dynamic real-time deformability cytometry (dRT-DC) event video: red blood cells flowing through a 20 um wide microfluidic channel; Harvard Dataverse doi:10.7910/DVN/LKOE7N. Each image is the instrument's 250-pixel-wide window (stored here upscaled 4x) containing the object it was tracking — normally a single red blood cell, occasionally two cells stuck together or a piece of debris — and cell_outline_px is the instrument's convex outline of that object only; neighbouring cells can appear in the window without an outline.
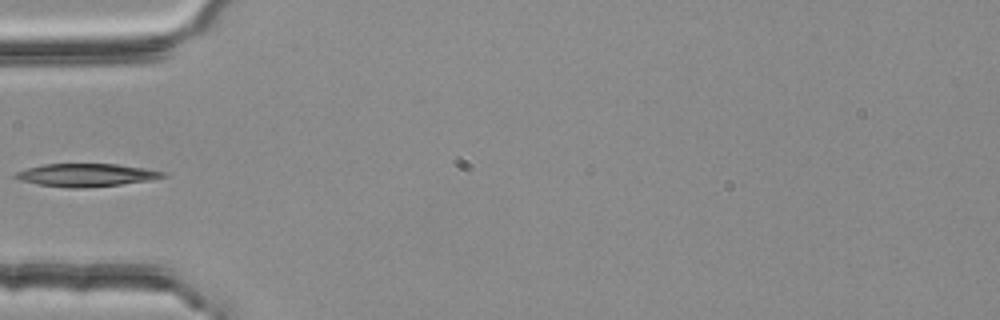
{"species": "common noctule bat (a hibernating species)", "species_latin": "Nyctalus noctula", "temperature_condition": "room temperature", "stored_images_in_passage": 1, "camera_frame_rate_fps": 3000, "um_per_image_px": 0.085, "animal": {"sex": "female", "body_mass_g": 25.1}, "frame": {"image": 1, "passage_image": 1, "time_ms": 0.0, "image_size_px": [1000, 320], "cell_outline_px": [[168, 176], [152, 180], [120, 184], [84, 188], [68, 188], [36, 184], [20, 180], [12, 176], [16, 172], [24, 168], [44, 164], [116, 164], [144, 168], [164, 172]], "centroid_in_image_um": [7.29, 14.88], "position_along_channel_um": 77.7, "area_um2": 19.77}}